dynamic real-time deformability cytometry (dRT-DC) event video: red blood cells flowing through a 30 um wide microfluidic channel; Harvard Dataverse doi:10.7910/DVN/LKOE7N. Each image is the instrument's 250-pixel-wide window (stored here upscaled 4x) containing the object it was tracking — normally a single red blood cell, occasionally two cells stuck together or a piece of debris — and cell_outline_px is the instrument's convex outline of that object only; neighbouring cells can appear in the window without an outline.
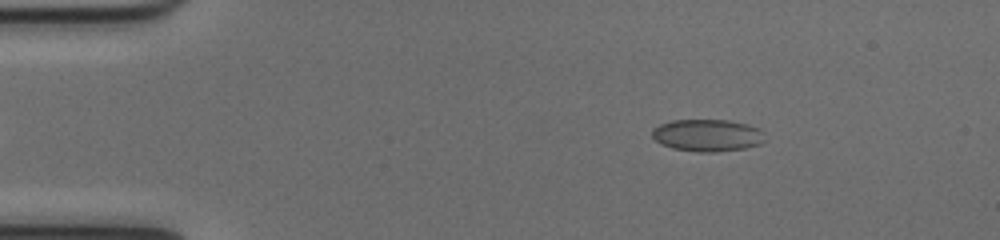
{"species": "common noctule bat (a hibernating species)", "species_latin": "Nyctalus noctula", "temperature_condition": "cold", "stored_images_in_passage": 44, "camera_frame_rate_fps": 3000, "um_per_image_px": 0.085, "animal": {"sex": "female", "body_mass_g": 17.0, "forearm_length_mm": 48.0}, "frame": {"image": 1, "passage_image": 1, "time_ms": 0.0, "image_size_px": [1000, 240], "cell_outline_px": [[756, 144], [744, 148], [676, 148], [664, 144], [656, 140], [652, 136], [652, 132], [660, 124], [672, 120], [728, 120], [744, 124], [756, 128]], "centroid_in_image_um": [59.95, 11.41], "position_along_channel_um": 25.0, "area_um2": 18.67}}
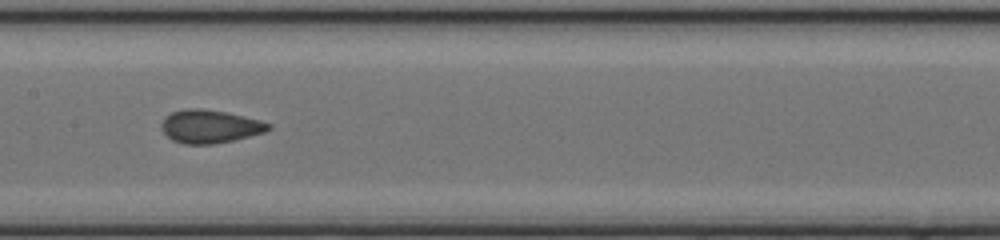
{"frame": {"image": 2, "passage_image": 19, "time_ms": 6.0, "image_size_px": [1000, 240], "cell_outline_px": [[272, 128], [264, 132], [232, 140], [212, 144], [184, 144], [172, 140], [164, 132], [160, 124], [172, 112], [184, 108], [200, 108], [224, 112], [260, 120], [272, 124]], "centroid_in_image_um": [17.84, 10.75], "position_along_channel_um": 189.6, "area_um2": 20.4}}
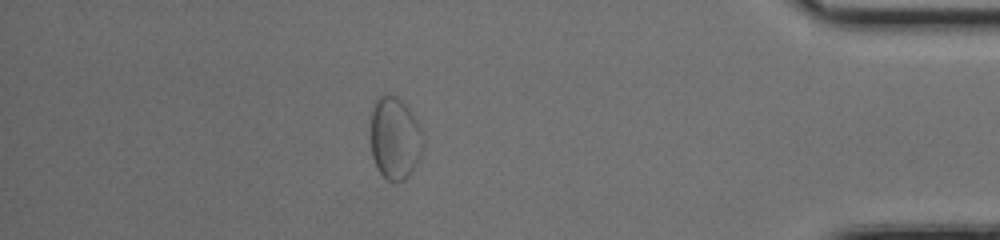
{"frame": {"image": 3, "passage_image": 38, "time_ms": 12.333, "image_size_px": [1000, 240], "cell_outline_px": [[424, 144], [416, 164], [408, 176], [404, 180], [396, 184], [392, 184], [376, 168], [372, 156], [372, 112], [376, 100], [384, 92], [396, 96], [408, 108], [416, 120], [420, 128]], "centroid_in_image_um": [33.56, 11.78], "position_along_channel_um": 401.6, "area_um2": 25.03}}